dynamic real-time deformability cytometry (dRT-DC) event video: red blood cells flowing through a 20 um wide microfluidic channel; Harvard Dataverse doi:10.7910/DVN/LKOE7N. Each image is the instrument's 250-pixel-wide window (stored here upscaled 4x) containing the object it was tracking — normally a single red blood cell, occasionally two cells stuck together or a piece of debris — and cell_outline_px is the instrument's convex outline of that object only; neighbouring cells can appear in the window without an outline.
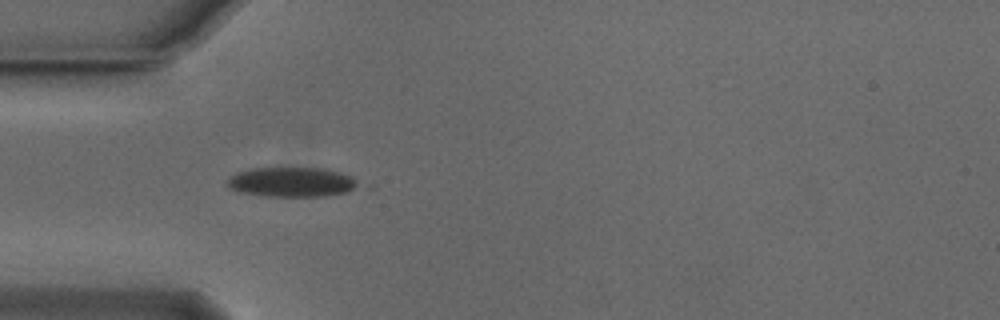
{"species": "Egyptian fruit bat (a non-hibernating species)", "species_latin": "Rousettus aegyptiacus", "temperature_condition": "cold", "stored_images_in_passage": 6, "camera_frame_rate_fps": 3000, "um_per_image_px": 0.085, "animal": {"sex": "male"}, "frame": {"image": 1, "passage_image": 1, "time_ms": 0.0, "image_size_px": [1000, 320], "cell_outline_px": [[356, 184], [352, 188], [344, 192], [324, 196], [264, 196], [240, 192], [232, 188], [228, 184], [228, 180], [236, 172], [252, 168], [320, 168], [340, 172], [352, 176]], "centroid_in_image_um": [24.74, 15.46], "position_along_channel_um": 60.3, "area_um2": 22.14}}
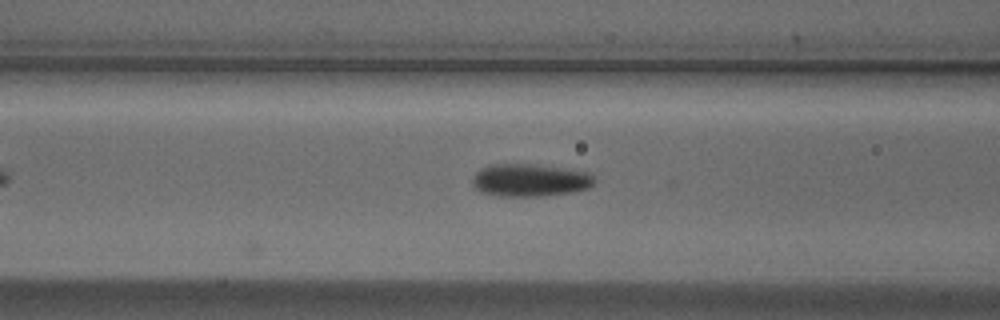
{"frame": {"image": 2, "passage_image": 6, "time_ms": 1.667, "image_size_px": [1000, 320], "cell_outline_px": [[596, 180], [588, 188], [572, 192], [540, 196], [500, 196], [480, 192], [472, 184], [472, 176], [480, 168], [492, 164], [528, 164], [588, 172]], "centroid_in_image_um": [44.99, 15.32], "position_along_channel_um": 121.6, "area_um2": 23.0}}